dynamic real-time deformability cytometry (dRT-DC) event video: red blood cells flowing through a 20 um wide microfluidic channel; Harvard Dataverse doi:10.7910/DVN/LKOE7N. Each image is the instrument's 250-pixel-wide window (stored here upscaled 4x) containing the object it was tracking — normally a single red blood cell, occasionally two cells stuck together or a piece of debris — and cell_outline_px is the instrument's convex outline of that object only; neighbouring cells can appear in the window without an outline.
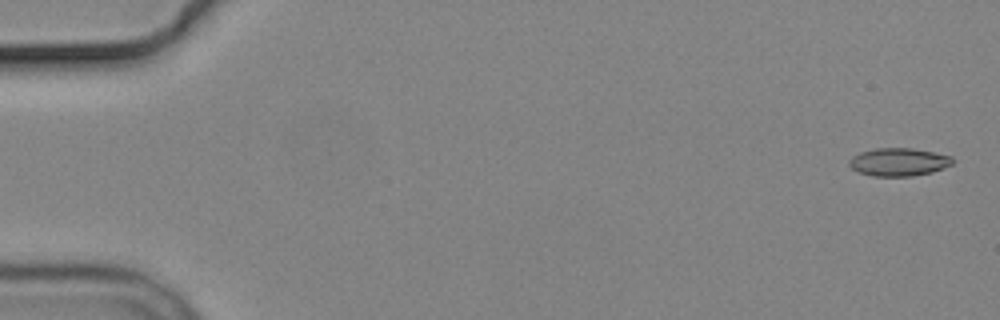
{"species": "common noctule bat (a hibernating species)", "species_latin": "Nyctalus noctula", "temperature_condition": "cold", "stored_images_in_passage": 3, "camera_frame_rate_fps": 3000, "um_per_image_px": 0.085, "animal": {"sex": "male", "body_mass_g": 19.2, "forearm_length_mm": 51.8}, "frame": {"image": 1, "passage_image": 1, "time_ms": 0.0, "image_size_px": [1000, 320], "cell_outline_px": [[952, 164], [932, 172], [912, 176], [872, 176], [860, 172], [852, 168], [848, 164], [848, 160], [852, 156], [860, 152], [876, 148], [912, 148], [952, 156]], "centroid_in_image_um": [76.36, 13.76], "position_along_channel_um": 8.6, "area_um2": 16.76}}
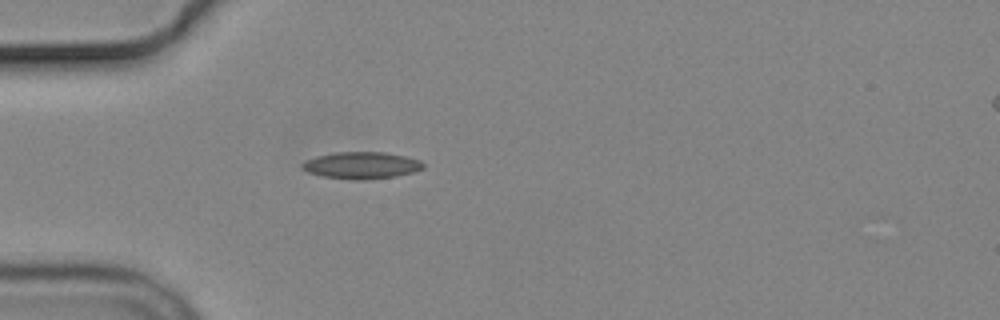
{"frame": {"image": 2, "passage_image": 3, "time_ms": 5.0, "image_size_px": [1000, 320], "cell_outline_px": [[424, 168], [412, 172], [396, 176], [364, 180], [356, 180], [324, 176], [308, 172], [300, 168], [300, 164], [304, 160], [316, 156], [336, 152], [384, 152], [404, 156], [420, 160], [424, 164]], "centroid_in_image_um": [30.69, 14.05], "position_along_channel_um": 54.3, "area_um2": 18.96}}